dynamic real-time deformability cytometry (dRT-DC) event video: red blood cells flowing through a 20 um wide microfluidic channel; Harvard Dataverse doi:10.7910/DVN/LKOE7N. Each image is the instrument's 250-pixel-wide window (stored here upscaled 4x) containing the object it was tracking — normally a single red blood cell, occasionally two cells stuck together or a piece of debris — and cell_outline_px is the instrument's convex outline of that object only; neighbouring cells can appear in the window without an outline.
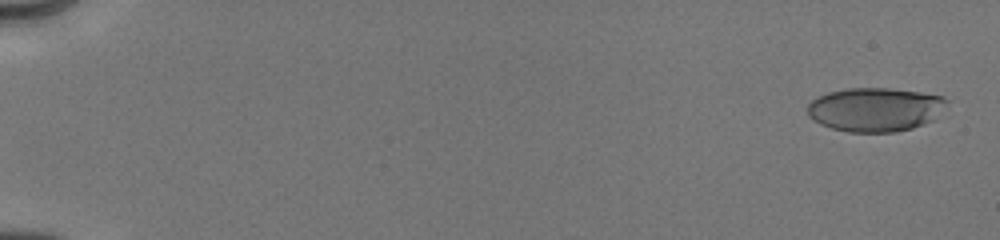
{"species": "human", "species_latin": "Homo sapiens", "temperature_condition": "cold", "stored_images_in_passage": 18, "camera_frame_rate_fps": 3000, "um_per_image_px": 0.085, "donor": {"sex": "male"}, "frame": {"image": 1, "passage_image": 1, "time_ms": 0.0, "image_size_px": [1000, 240], "cell_outline_px": [[948, 100], [936, 120], [912, 128], [896, 132], [848, 132], [832, 128], [820, 124], [812, 120], [808, 116], [808, 104], [812, 100], [828, 92], [848, 88], [888, 88], [920, 92], [944, 96]], "centroid_in_image_um": [74.41, 9.31], "position_along_channel_um": 10.6, "area_um2": 35.84}}
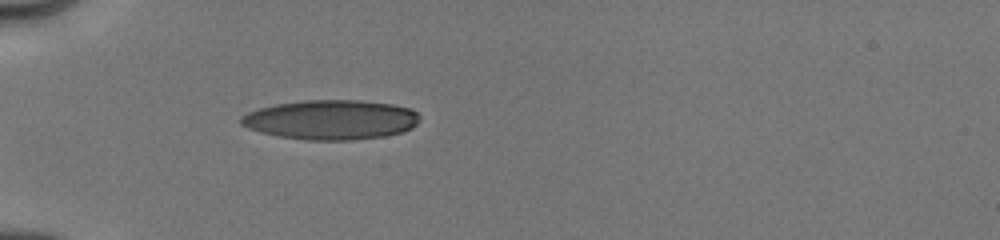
{"frame": {"image": 2, "passage_image": 16, "time_ms": 5.333, "image_size_px": [1000, 240], "cell_outline_px": [[420, 120], [412, 128], [404, 132], [384, 136], [352, 140], [304, 140], [280, 136], [260, 132], [248, 128], [240, 124], [240, 116], [248, 112], [260, 108], [276, 104], [304, 100], [360, 100], [392, 104], [412, 108], [420, 116]], "centroid_in_image_um": [28.16, 10.18], "position_along_channel_um": 56.8, "area_um2": 41.5}}
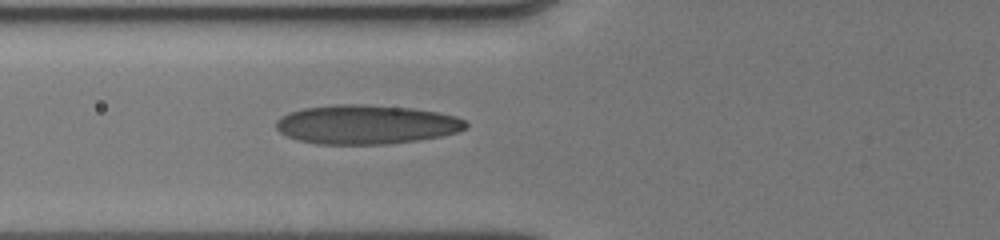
{"frame": {"image": 3, "passage_image": 18, "time_ms": 6.667, "image_size_px": [1000, 240], "cell_outline_px": [[468, 128], [460, 132], [440, 136], [416, 140], [388, 144], [316, 144], [296, 140], [280, 132], [276, 128], [276, 120], [280, 116], [288, 112], [304, 108], [336, 104], [360, 104], [412, 108], [436, 112], [456, 116], [464, 120], [468, 124]], "centroid_in_image_um": [31.12, 10.58], "position_along_channel_um": 94.7, "area_um2": 43.47}}